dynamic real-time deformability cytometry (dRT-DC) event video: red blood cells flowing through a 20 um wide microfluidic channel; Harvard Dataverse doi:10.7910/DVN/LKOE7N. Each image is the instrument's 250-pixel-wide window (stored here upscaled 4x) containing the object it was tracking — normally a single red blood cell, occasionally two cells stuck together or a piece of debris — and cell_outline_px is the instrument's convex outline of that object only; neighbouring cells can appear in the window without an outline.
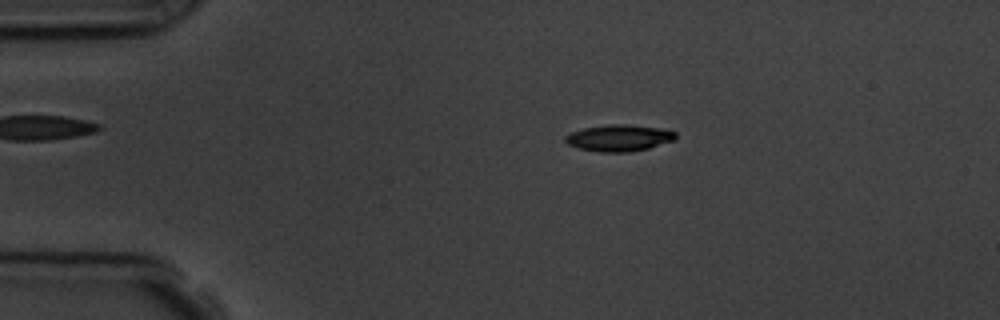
{"species": "common noctule bat (a hibernating species)", "species_latin": "Nyctalus noctula", "temperature_condition": "room temperature", "stored_images_in_passage": 4, "camera_frame_rate_fps": 3000, "um_per_image_px": 0.085, "animal": {"sex": "male", "body_mass_g": 19.5, "forearm_length_mm": 54.6}, "frame": {"image": 1, "passage_image": 2, "time_ms": 1.0, "image_size_px": [1000, 320], "cell_outline_px": [[676, 140], [648, 148], [628, 152], [600, 152], [580, 148], [568, 144], [564, 140], [564, 136], [572, 132], [584, 128], [608, 124], [624, 124], [656, 128], [676, 132]], "centroid_in_image_um": [52.61, 11.73], "position_along_channel_um": 32.4, "area_um2": 16.88}}
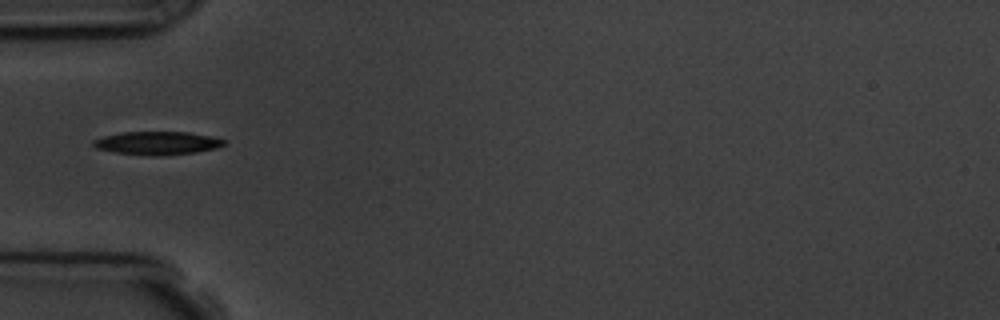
{"frame": {"image": 2, "passage_image": 4, "time_ms": 3.333, "image_size_px": [1000, 320], "cell_outline_px": [[224, 144], [216, 148], [196, 152], [160, 156], [148, 156], [116, 152], [96, 148], [92, 144], [92, 140], [104, 136], [124, 132], [188, 132], [208, 136], [224, 140]], "centroid_in_image_um": [13.33, 12.17], "position_along_channel_um": 71.7, "area_um2": 17.51}}